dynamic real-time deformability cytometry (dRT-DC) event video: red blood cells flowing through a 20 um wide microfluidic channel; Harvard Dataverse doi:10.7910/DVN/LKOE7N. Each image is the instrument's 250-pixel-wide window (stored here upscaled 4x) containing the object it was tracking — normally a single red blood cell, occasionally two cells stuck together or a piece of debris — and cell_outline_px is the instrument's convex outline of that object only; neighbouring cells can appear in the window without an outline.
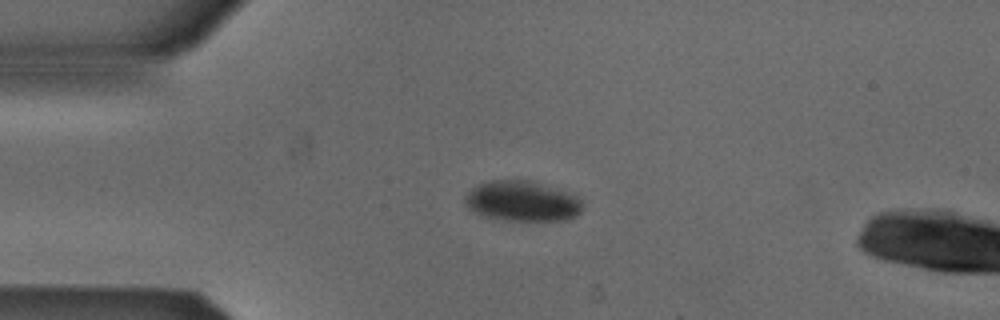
{"species": "Egyptian fruit bat (a non-hibernating species)", "species_latin": "Rousettus aegyptiacus", "temperature_condition": "cold", "stored_images_in_passage": 3, "camera_frame_rate_fps": 3000, "um_per_image_px": 0.085, "animal": {"sex": "male"}, "frame": {"image": 1, "passage_image": 2, "time_ms": 0.333, "image_size_px": [1000, 320], "cell_outline_px": [[580, 212], [576, 216], [568, 220], [504, 220], [480, 216], [472, 212], [468, 208], [464, 200], [464, 196], [472, 188], [488, 180], [532, 180], [568, 192], [576, 196], [580, 200]], "centroid_in_image_um": [44.34, 17.1], "position_along_channel_um": 40.7, "area_um2": 27.74}}